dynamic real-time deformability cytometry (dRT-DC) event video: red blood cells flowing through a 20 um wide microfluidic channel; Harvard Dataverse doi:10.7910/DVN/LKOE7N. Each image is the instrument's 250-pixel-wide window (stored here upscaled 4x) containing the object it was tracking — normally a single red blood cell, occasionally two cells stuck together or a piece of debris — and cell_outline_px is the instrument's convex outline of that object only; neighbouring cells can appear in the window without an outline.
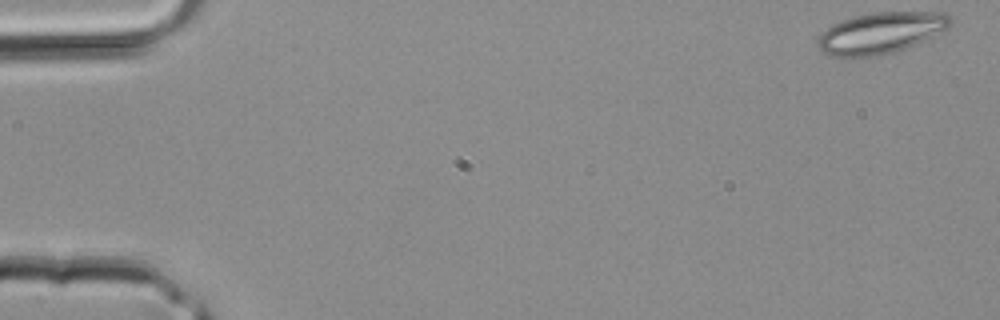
{"species": "common noctule bat (a hibernating species)", "species_latin": "Nyctalus noctula", "temperature_condition": "room temperature", "stored_images_in_passage": 9, "camera_frame_rate_fps": 3000, "um_per_image_px": 0.085, "animal": {"sex": "male", "body_mass_g": 20.4}, "frame": {"image": 1, "passage_image": 1, "time_ms": 0.0, "image_size_px": [1000, 320], "cell_outline_px": [[952, 24], [948, 28], [916, 44], [892, 52], [876, 56], [832, 56], [824, 52], [816, 44], [816, 40], [832, 24], [856, 16], [872, 12], [948, 12], [952, 20]], "centroid_in_image_um": [74.91, 2.78], "position_along_channel_um": 10.1, "area_um2": 31.5}}